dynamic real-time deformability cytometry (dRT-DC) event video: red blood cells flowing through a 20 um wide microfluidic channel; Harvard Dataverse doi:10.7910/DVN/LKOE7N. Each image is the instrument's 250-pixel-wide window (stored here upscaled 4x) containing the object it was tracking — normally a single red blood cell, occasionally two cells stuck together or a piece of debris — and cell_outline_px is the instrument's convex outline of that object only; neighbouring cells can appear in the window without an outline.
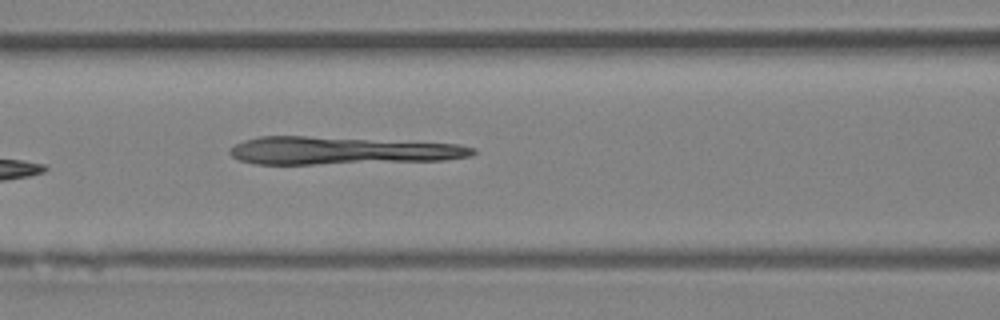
{"species": "Egyptian fruit bat (a non-hibernating species)", "species_latin": "Rousettus aegyptiacus", "temperature_condition": "room temperature", "stored_images_in_passage": 6, "camera_frame_rate_fps": 3000, "um_per_image_px": 0.085, "animal": {"sex": "female"}, "frame": {"image": 1, "passage_image": 6, "time_ms": 5.667, "image_size_px": [1000, 320], "cell_outline_px": [[476, 152], [472, 156], [444, 160], [316, 164], [252, 164], [240, 160], [232, 156], [228, 152], [228, 148], [244, 140], [256, 136], [304, 136], [460, 144], [476, 148]], "centroid_in_image_um": [29.0, 12.8], "position_along_channel_um": 137.6, "area_um2": 39.25}}